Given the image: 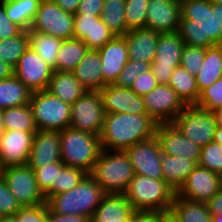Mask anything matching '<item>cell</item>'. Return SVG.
I'll return each instance as SVG.
<instances>
[{
    "label": "cell",
    "instance_id": "obj_6",
    "mask_svg": "<svg viewBox=\"0 0 222 222\" xmlns=\"http://www.w3.org/2000/svg\"><path fill=\"white\" fill-rule=\"evenodd\" d=\"M29 104L38 130L62 131L69 127L71 105L47 90L32 92Z\"/></svg>",
    "mask_w": 222,
    "mask_h": 222
},
{
    "label": "cell",
    "instance_id": "obj_60",
    "mask_svg": "<svg viewBox=\"0 0 222 222\" xmlns=\"http://www.w3.org/2000/svg\"><path fill=\"white\" fill-rule=\"evenodd\" d=\"M0 222H17L14 215H5L1 218Z\"/></svg>",
    "mask_w": 222,
    "mask_h": 222
},
{
    "label": "cell",
    "instance_id": "obj_33",
    "mask_svg": "<svg viewBox=\"0 0 222 222\" xmlns=\"http://www.w3.org/2000/svg\"><path fill=\"white\" fill-rule=\"evenodd\" d=\"M89 48L76 38L64 39L56 57V71L72 72Z\"/></svg>",
    "mask_w": 222,
    "mask_h": 222
},
{
    "label": "cell",
    "instance_id": "obj_59",
    "mask_svg": "<svg viewBox=\"0 0 222 222\" xmlns=\"http://www.w3.org/2000/svg\"><path fill=\"white\" fill-rule=\"evenodd\" d=\"M212 5L216 8V16L219 20V23L222 24V4L212 3Z\"/></svg>",
    "mask_w": 222,
    "mask_h": 222
},
{
    "label": "cell",
    "instance_id": "obj_66",
    "mask_svg": "<svg viewBox=\"0 0 222 222\" xmlns=\"http://www.w3.org/2000/svg\"><path fill=\"white\" fill-rule=\"evenodd\" d=\"M159 1H180V0H159Z\"/></svg>",
    "mask_w": 222,
    "mask_h": 222
},
{
    "label": "cell",
    "instance_id": "obj_1",
    "mask_svg": "<svg viewBox=\"0 0 222 222\" xmlns=\"http://www.w3.org/2000/svg\"><path fill=\"white\" fill-rule=\"evenodd\" d=\"M157 123L149 115L109 113L100 133L101 147L108 151H125L136 143L155 136Z\"/></svg>",
    "mask_w": 222,
    "mask_h": 222
},
{
    "label": "cell",
    "instance_id": "obj_15",
    "mask_svg": "<svg viewBox=\"0 0 222 222\" xmlns=\"http://www.w3.org/2000/svg\"><path fill=\"white\" fill-rule=\"evenodd\" d=\"M54 70L30 47L20 57L14 75L31 92L46 90Z\"/></svg>",
    "mask_w": 222,
    "mask_h": 222
},
{
    "label": "cell",
    "instance_id": "obj_62",
    "mask_svg": "<svg viewBox=\"0 0 222 222\" xmlns=\"http://www.w3.org/2000/svg\"><path fill=\"white\" fill-rule=\"evenodd\" d=\"M212 222H222V215H212Z\"/></svg>",
    "mask_w": 222,
    "mask_h": 222
},
{
    "label": "cell",
    "instance_id": "obj_4",
    "mask_svg": "<svg viewBox=\"0 0 222 222\" xmlns=\"http://www.w3.org/2000/svg\"><path fill=\"white\" fill-rule=\"evenodd\" d=\"M89 175L106 194H124L135 171L125 151L102 149Z\"/></svg>",
    "mask_w": 222,
    "mask_h": 222
},
{
    "label": "cell",
    "instance_id": "obj_32",
    "mask_svg": "<svg viewBox=\"0 0 222 222\" xmlns=\"http://www.w3.org/2000/svg\"><path fill=\"white\" fill-rule=\"evenodd\" d=\"M41 0H3L8 18L24 31L31 28Z\"/></svg>",
    "mask_w": 222,
    "mask_h": 222
},
{
    "label": "cell",
    "instance_id": "obj_53",
    "mask_svg": "<svg viewBox=\"0 0 222 222\" xmlns=\"http://www.w3.org/2000/svg\"><path fill=\"white\" fill-rule=\"evenodd\" d=\"M47 222H91L90 218L79 215H60L52 212L47 205Z\"/></svg>",
    "mask_w": 222,
    "mask_h": 222
},
{
    "label": "cell",
    "instance_id": "obj_55",
    "mask_svg": "<svg viewBox=\"0 0 222 222\" xmlns=\"http://www.w3.org/2000/svg\"><path fill=\"white\" fill-rule=\"evenodd\" d=\"M65 12L76 14L81 0H53Z\"/></svg>",
    "mask_w": 222,
    "mask_h": 222
},
{
    "label": "cell",
    "instance_id": "obj_37",
    "mask_svg": "<svg viewBox=\"0 0 222 222\" xmlns=\"http://www.w3.org/2000/svg\"><path fill=\"white\" fill-rule=\"evenodd\" d=\"M125 2L126 0H104L100 19L115 36L126 34Z\"/></svg>",
    "mask_w": 222,
    "mask_h": 222
},
{
    "label": "cell",
    "instance_id": "obj_42",
    "mask_svg": "<svg viewBox=\"0 0 222 222\" xmlns=\"http://www.w3.org/2000/svg\"><path fill=\"white\" fill-rule=\"evenodd\" d=\"M198 165L222 176V146L213 141L202 147Z\"/></svg>",
    "mask_w": 222,
    "mask_h": 222
},
{
    "label": "cell",
    "instance_id": "obj_44",
    "mask_svg": "<svg viewBox=\"0 0 222 222\" xmlns=\"http://www.w3.org/2000/svg\"><path fill=\"white\" fill-rule=\"evenodd\" d=\"M150 69L151 63L129 59L114 85L130 88L140 74L148 72Z\"/></svg>",
    "mask_w": 222,
    "mask_h": 222
},
{
    "label": "cell",
    "instance_id": "obj_17",
    "mask_svg": "<svg viewBox=\"0 0 222 222\" xmlns=\"http://www.w3.org/2000/svg\"><path fill=\"white\" fill-rule=\"evenodd\" d=\"M106 114L147 115L143 97L130 88L108 84L99 91Z\"/></svg>",
    "mask_w": 222,
    "mask_h": 222
},
{
    "label": "cell",
    "instance_id": "obj_40",
    "mask_svg": "<svg viewBox=\"0 0 222 222\" xmlns=\"http://www.w3.org/2000/svg\"><path fill=\"white\" fill-rule=\"evenodd\" d=\"M148 3L149 0H126L124 11L126 33L146 27Z\"/></svg>",
    "mask_w": 222,
    "mask_h": 222
},
{
    "label": "cell",
    "instance_id": "obj_54",
    "mask_svg": "<svg viewBox=\"0 0 222 222\" xmlns=\"http://www.w3.org/2000/svg\"><path fill=\"white\" fill-rule=\"evenodd\" d=\"M211 215H222V188L207 202Z\"/></svg>",
    "mask_w": 222,
    "mask_h": 222
},
{
    "label": "cell",
    "instance_id": "obj_8",
    "mask_svg": "<svg viewBox=\"0 0 222 222\" xmlns=\"http://www.w3.org/2000/svg\"><path fill=\"white\" fill-rule=\"evenodd\" d=\"M105 115L99 92L86 91L71 105L69 127L100 136Z\"/></svg>",
    "mask_w": 222,
    "mask_h": 222
},
{
    "label": "cell",
    "instance_id": "obj_20",
    "mask_svg": "<svg viewBox=\"0 0 222 222\" xmlns=\"http://www.w3.org/2000/svg\"><path fill=\"white\" fill-rule=\"evenodd\" d=\"M180 16V1L149 0L146 28L159 33L178 32Z\"/></svg>",
    "mask_w": 222,
    "mask_h": 222
},
{
    "label": "cell",
    "instance_id": "obj_41",
    "mask_svg": "<svg viewBox=\"0 0 222 222\" xmlns=\"http://www.w3.org/2000/svg\"><path fill=\"white\" fill-rule=\"evenodd\" d=\"M178 33L184 44L202 48L216 45L212 40H202V30L194 20L180 17Z\"/></svg>",
    "mask_w": 222,
    "mask_h": 222
},
{
    "label": "cell",
    "instance_id": "obj_26",
    "mask_svg": "<svg viewBox=\"0 0 222 222\" xmlns=\"http://www.w3.org/2000/svg\"><path fill=\"white\" fill-rule=\"evenodd\" d=\"M72 74L87 91H100L108 85L103 79L100 55L97 50L89 49Z\"/></svg>",
    "mask_w": 222,
    "mask_h": 222
},
{
    "label": "cell",
    "instance_id": "obj_19",
    "mask_svg": "<svg viewBox=\"0 0 222 222\" xmlns=\"http://www.w3.org/2000/svg\"><path fill=\"white\" fill-rule=\"evenodd\" d=\"M155 136L159 141L162 153L188 158L198 164L201 147L185 137L172 123L157 124Z\"/></svg>",
    "mask_w": 222,
    "mask_h": 222
},
{
    "label": "cell",
    "instance_id": "obj_3",
    "mask_svg": "<svg viewBox=\"0 0 222 222\" xmlns=\"http://www.w3.org/2000/svg\"><path fill=\"white\" fill-rule=\"evenodd\" d=\"M105 195L100 185L87 174L76 187L53 195L46 203L52 212L60 215L73 214L91 219Z\"/></svg>",
    "mask_w": 222,
    "mask_h": 222
},
{
    "label": "cell",
    "instance_id": "obj_49",
    "mask_svg": "<svg viewBox=\"0 0 222 222\" xmlns=\"http://www.w3.org/2000/svg\"><path fill=\"white\" fill-rule=\"evenodd\" d=\"M158 85L157 79L151 70L140 74L130 87L135 93L143 97L145 94L153 90Z\"/></svg>",
    "mask_w": 222,
    "mask_h": 222
},
{
    "label": "cell",
    "instance_id": "obj_36",
    "mask_svg": "<svg viewBox=\"0 0 222 222\" xmlns=\"http://www.w3.org/2000/svg\"><path fill=\"white\" fill-rule=\"evenodd\" d=\"M3 121L5 130L38 131L30 104L3 110Z\"/></svg>",
    "mask_w": 222,
    "mask_h": 222
},
{
    "label": "cell",
    "instance_id": "obj_9",
    "mask_svg": "<svg viewBox=\"0 0 222 222\" xmlns=\"http://www.w3.org/2000/svg\"><path fill=\"white\" fill-rule=\"evenodd\" d=\"M2 178L20 207L37 206L46 202L45 196L36 182L33 169L29 166L3 168Z\"/></svg>",
    "mask_w": 222,
    "mask_h": 222
},
{
    "label": "cell",
    "instance_id": "obj_28",
    "mask_svg": "<svg viewBox=\"0 0 222 222\" xmlns=\"http://www.w3.org/2000/svg\"><path fill=\"white\" fill-rule=\"evenodd\" d=\"M168 215L176 222H212L207 203L189 201L176 195Z\"/></svg>",
    "mask_w": 222,
    "mask_h": 222
},
{
    "label": "cell",
    "instance_id": "obj_65",
    "mask_svg": "<svg viewBox=\"0 0 222 222\" xmlns=\"http://www.w3.org/2000/svg\"><path fill=\"white\" fill-rule=\"evenodd\" d=\"M3 166H2V164L0 163V178H2V174H3Z\"/></svg>",
    "mask_w": 222,
    "mask_h": 222
},
{
    "label": "cell",
    "instance_id": "obj_5",
    "mask_svg": "<svg viewBox=\"0 0 222 222\" xmlns=\"http://www.w3.org/2000/svg\"><path fill=\"white\" fill-rule=\"evenodd\" d=\"M61 161L90 173L102 151L100 137L68 127L59 131Z\"/></svg>",
    "mask_w": 222,
    "mask_h": 222
},
{
    "label": "cell",
    "instance_id": "obj_63",
    "mask_svg": "<svg viewBox=\"0 0 222 222\" xmlns=\"http://www.w3.org/2000/svg\"><path fill=\"white\" fill-rule=\"evenodd\" d=\"M163 222H176L168 214L165 215Z\"/></svg>",
    "mask_w": 222,
    "mask_h": 222
},
{
    "label": "cell",
    "instance_id": "obj_7",
    "mask_svg": "<svg viewBox=\"0 0 222 222\" xmlns=\"http://www.w3.org/2000/svg\"><path fill=\"white\" fill-rule=\"evenodd\" d=\"M171 123L201 148L214 141L216 124L212 111L187 105Z\"/></svg>",
    "mask_w": 222,
    "mask_h": 222
},
{
    "label": "cell",
    "instance_id": "obj_47",
    "mask_svg": "<svg viewBox=\"0 0 222 222\" xmlns=\"http://www.w3.org/2000/svg\"><path fill=\"white\" fill-rule=\"evenodd\" d=\"M14 216L17 222H47V203L21 207Z\"/></svg>",
    "mask_w": 222,
    "mask_h": 222
},
{
    "label": "cell",
    "instance_id": "obj_45",
    "mask_svg": "<svg viewBox=\"0 0 222 222\" xmlns=\"http://www.w3.org/2000/svg\"><path fill=\"white\" fill-rule=\"evenodd\" d=\"M206 48L184 44L180 65L191 75H196L202 66Z\"/></svg>",
    "mask_w": 222,
    "mask_h": 222
},
{
    "label": "cell",
    "instance_id": "obj_34",
    "mask_svg": "<svg viewBox=\"0 0 222 222\" xmlns=\"http://www.w3.org/2000/svg\"><path fill=\"white\" fill-rule=\"evenodd\" d=\"M28 37L29 47L56 71V57L64 39L36 31H28Z\"/></svg>",
    "mask_w": 222,
    "mask_h": 222
},
{
    "label": "cell",
    "instance_id": "obj_64",
    "mask_svg": "<svg viewBox=\"0 0 222 222\" xmlns=\"http://www.w3.org/2000/svg\"><path fill=\"white\" fill-rule=\"evenodd\" d=\"M211 3L222 4V0H209Z\"/></svg>",
    "mask_w": 222,
    "mask_h": 222
},
{
    "label": "cell",
    "instance_id": "obj_10",
    "mask_svg": "<svg viewBox=\"0 0 222 222\" xmlns=\"http://www.w3.org/2000/svg\"><path fill=\"white\" fill-rule=\"evenodd\" d=\"M74 14L62 10L53 0H41L36 16L28 31L53 35L62 39L73 38Z\"/></svg>",
    "mask_w": 222,
    "mask_h": 222
},
{
    "label": "cell",
    "instance_id": "obj_18",
    "mask_svg": "<svg viewBox=\"0 0 222 222\" xmlns=\"http://www.w3.org/2000/svg\"><path fill=\"white\" fill-rule=\"evenodd\" d=\"M36 132L6 130L0 137V163L4 168L24 166Z\"/></svg>",
    "mask_w": 222,
    "mask_h": 222
},
{
    "label": "cell",
    "instance_id": "obj_23",
    "mask_svg": "<svg viewBox=\"0 0 222 222\" xmlns=\"http://www.w3.org/2000/svg\"><path fill=\"white\" fill-rule=\"evenodd\" d=\"M97 51L100 55L104 81L107 84H114L129 60L125 38L116 36Z\"/></svg>",
    "mask_w": 222,
    "mask_h": 222
},
{
    "label": "cell",
    "instance_id": "obj_24",
    "mask_svg": "<svg viewBox=\"0 0 222 222\" xmlns=\"http://www.w3.org/2000/svg\"><path fill=\"white\" fill-rule=\"evenodd\" d=\"M160 33L149 28L128 31L123 37L128 47L129 59L151 63L156 56Z\"/></svg>",
    "mask_w": 222,
    "mask_h": 222
},
{
    "label": "cell",
    "instance_id": "obj_39",
    "mask_svg": "<svg viewBox=\"0 0 222 222\" xmlns=\"http://www.w3.org/2000/svg\"><path fill=\"white\" fill-rule=\"evenodd\" d=\"M84 170L75 167L63 166L57 171L56 183L44 194L46 201L53 195L70 191L76 187L87 175Z\"/></svg>",
    "mask_w": 222,
    "mask_h": 222
},
{
    "label": "cell",
    "instance_id": "obj_13",
    "mask_svg": "<svg viewBox=\"0 0 222 222\" xmlns=\"http://www.w3.org/2000/svg\"><path fill=\"white\" fill-rule=\"evenodd\" d=\"M222 188V176L197 165L176 191V196L207 203Z\"/></svg>",
    "mask_w": 222,
    "mask_h": 222
},
{
    "label": "cell",
    "instance_id": "obj_51",
    "mask_svg": "<svg viewBox=\"0 0 222 222\" xmlns=\"http://www.w3.org/2000/svg\"><path fill=\"white\" fill-rule=\"evenodd\" d=\"M104 0H81L74 15H95L101 16Z\"/></svg>",
    "mask_w": 222,
    "mask_h": 222
},
{
    "label": "cell",
    "instance_id": "obj_31",
    "mask_svg": "<svg viewBox=\"0 0 222 222\" xmlns=\"http://www.w3.org/2000/svg\"><path fill=\"white\" fill-rule=\"evenodd\" d=\"M31 94L15 75L0 80V110L29 104Z\"/></svg>",
    "mask_w": 222,
    "mask_h": 222
},
{
    "label": "cell",
    "instance_id": "obj_46",
    "mask_svg": "<svg viewBox=\"0 0 222 222\" xmlns=\"http://www.w3.org/2000/svg\"><path fill=\"white\" fill-rule=\"evenodd\" d=\"M64 166L63 162L44 165L33 170L39 189L45 194L56 183L57 171Z\"/></svg>",
    "mask_w": 222,
    "mask_h": 222
},
{
    "label": "cell",
    "instance_id": "obj_58",
    "mask_svg": "<svg viewBox=\"0 0 222 222\" xmlns=\"http://www.w3.org/2000/svg\"><path fill=\"white\" fill-rule=\"evenodd\" d=\"M214 142L222 146V128L215 129Z\"/></svg>",
    "mask_w": 222,
    "mask_h": 222
},
{
    "label": "cell",
    "instance_id": "obj_14",
    "mask_svg": "<svg viewBox=\"0 0 222 222\" xmlns=\"http://www.w3.org/2000/svg\"><path fill=\"white\" fill-rule=\"evenodd\" d=\"M181 16L200 24L202 40H212L221 45L222 24L216 16V8L209 0H180Z\"/></svg>",
    "mask_w": 222,
    "mask_h": 222
},
{
    "label": "cell",
    "instance_id": "obj_25",
    "mask_svg": "<svg viewBox=\"0 0 222 222\" xmlns=\"http://www.w3.org/2000/svg\"><path fill=\"white\" fill-rule=\"evenodd\" d=\"M124 194H106L93 213L91 222H128L134 213Z\"/></svg>",
    "mask_w": 222,
    "mask_h": 222
},
{
    "label": "cell",
    "instance_id": "obj_61",
    "mask_svg": "<svg viewBox=\"0 0 222 222\" xmlns=\"http://www.w3.org/2000/svg\"><path fill=\"white\" fill-rule=\"evenodd\" d=\"M5 131L6 130L3 121V110H0V137L4 134Z\"/></svg>",
    "mask_w": 222,
    "mask_h": 222
},
{
    "label": "cell",
    "instance_id": "obj_50",
    "mask_svg": "<svg viewBox=\"0 0 222 222\" xmlns=\"http://www.w3.org/2000/svg\"><path fill=\"white\" fill-rule=\"evenodd\" d=\"M23 29L17 24L13 23L7 16L5 7L0 3V40L16 36L20 34Z\"/></svg>",
    "mask_w": 222,
    "mask_h": 222
},
{
    "label": "cell",
    "instance_id": "obj_38",
    "mask_svg": "<svg viewBox=\"0 0 222 222\" xmlns=\"http://www.w3.org/2000/svg\"><path fill=\"white\" fill-rule=\"evenodd\" d=\"M28 48V31L23 30L16 36L0 40V59L14 69Z\"/></svg>",
    "mask_w": 222,
    "mask_h": 222
},
{
    "label": "cell",
    "instance_id": "obj_2",
    "mask_svg": "<svg viewBox=\"0 0 222 222\" xmlns=\"http://www.w3.org/2000/svg\"><path fill=\"white\" fill-rule=\"evenodd\" d=\"M134 211L168 214L176 191L164 179L135 174L124 193Z\"/></svg>",
    "mask_w": 222,
    "mask_h": 222
},
{
    "label": "cell",
    "instance_id": "obj_30",
    "mask_svg": "<svg viewBox=\"0 0 222 222\" xmlns=\"http://www.w3.org/2000/svg\"><path fill=\"white\" fill-rule=\"evenodd\" d=\"M222 76V45L216 44L206 48L202 66L195 75L199 93L212 85Z\"/></svg>",
    "mask_w": 222,
    "mask_h": 222
},
{
    "label": "cell",
    "instance_id": "obj_48",
    "mask_svg": "<svg viewBox=\"0 0 222 222\" xmlns=\"http://www.w3.org/2000/svg\"><path fill=\"white\" fill-rule=\"evenodd\" d=\"M20 208L16 198L9 190V187L3 178H0V213L4 216L15 215Z\"/></svg>",
    "mask_w": 222,
    "mask_h": 222
},
{
    "label": "cell",
    "instance_id": "obj_27",
    "mask_svg": "<svg viewBox=\"0 0 222 222\" xmlns=\"http://www.w3.org/2000/svg\"><path fill=\"white\" fill-rule=\"evenodd\" d=\"M46 90L70 105L87 91L72 72L62 71L53 72Z\"/></svg>",
    "mask_w": 222,
    "mask_h": 222
},
{
    "label": "cell",
    "instance_id": "obj_12",
    "mask_svg": "<svg viewBox=\"0 0 222 222\" xmlns=\"http://www.w3.org/2000/svg\"><path fill=\"white\" fill-rule=\"evenodd\" d=\"M143 100L147 115L157 124L171 123L187 106L168 84H158Z\"/></svg>",
    "mask_w": 222,
    "mask_h": 222
},
{
    "label": "cell",
    "instance_id": "obj_21",
    "mask_svg": "<svg viewBox=\"0 0 222 222\" xmlns=\"http://www.w3.org/2000/svg\"><path fill=\"white\" fill-rule=\"evenodd\" d=\"M61 161L59 131L38 130L29 152L27 166L35 170Z\"/></svg>",
    "mask_w": 222,
    "mask_h": 222
},
{
    "label": "cell",
    "instance_id": "obj_67",
    "mask_svg": "<svg viewBox=\"0 0 222 222\" xmlns=\"http://www.w3.org/2000/svg\"><path fill=\"white\" fill-rule=\"evenodd\" d=\"M4 215L2 214V213H0V220H1V218L3 217Z\"/></svg>",
    "mask_w": 222,
    "mask_h": 222
},
{
    "label": "cell",
    "instance_id": "obj_57",
    "mask_svg": "<svg viewBox=\"0 0 222 222\" xmlns=\"http://www.w3.org/2000/svg\"><path fill=\"white\" fill-rule=\"evenodd\" d=\"M212 113L215 119L216 128H222V108H218L212 111Z\"/></svg>",
    "mask_w": 222,
    "mask_h": 222
},
{
    "label": "cell",
    "instance_id": "obj_29",
    "mask_svg": "<svg viewBox=\"0 0 222 222\" xmlns=\"http://www.w3.org/2000/svg\"><path fill=\"white\" fill-rule=\"evenodd\" d=\"M161 164L164 181L175 191L180 188L187 176L198 165L191 159L176 155H166L164 153H162Z\"/></svg>",
    "mask_w": 222,
    "mask_h": 222
},
{
    "label": "cell",
    "instance_id": "obj_22",
    "mask_svg": "<svg viewBox=\"0 0 222 222\" xmlns=\"http://www.w3.org/2000/svg\"><path fill=\"white\" fill-rule=\"evenodd\" d=\"M73 27V38L82 40L89 49L97 50L116 37L95 15H74Z\"/></svg>",
    "mask_w": 222,
    "mask_h": 222
},
{
    "label": "cell",
    "instance_id": "obj_16",
    "mask_svg": "<svg viewBox=\"0 0 222 222\" xmlns=\"http://www.w3.org/2000/svg\"><path fill=\"white\" fill-rule=\"evenodd\" d=\"M135 174L153 179H164L162 171V151L156 136L134 144L125 150Z\"/></svg>",
    "mask_w": 222,
    "mask_h": 222
},
{
    "label": "cell",
    "instance_id": "obj_52",
    "mask_svg": "<svg viewBox=\"0 0 222 222\" xmlns=\"http://www.w3.org/2000/svg\"><path fill=\"white\" fill-rule=\"evenodd\" d=\"M165 215L159 212L135 211L128 222H163Z\"/></svg>",
    "mask_w": 222,
    "mask_h": 222
},
{
    "label": "cell",
    "instance_id": "obj_43",
    "mask_svg": "<svg viewBox=\"0 0 222 222\" xmlns=\"http://www.w3.org/2000/svg\"><path fill=\"white\" fill-rule=\"evenodd\" d=\"M195 105L209 111L222 108V76L200 92Z\"/></svg>",
    "mask_w": 222,
    "mask_h": 222
},
{
    "label": "cell",
    "instance_id": "obj_35",
    "mask_svg": "<svg viewBox=\"0 0 222 222\" xmlns=\"http://www.w3.org/2000/svg\"><path fill=\"white\" fill-rule=\"evenodd\" d=\"M168 85L186 105L196 104L200 93L195 76L189 74L183 66L175 67Z\"/></svg>",
    "mask_w": 222,
    "mask_h": 222
},
{
    "label": "cell",
    "instance_id": "obj_11",
    "mask_svg": "<svg viewBox=\"0 0 222 222\" xmlns=\"http://www.w3.org/2000/svg\"><path fill=\"white\" fill-rule=\"evenodd\" d=\"M184 41L178 32L160 33L151 72L158 84H168L175 67L181 63Z\"/></svg>",
    "mask_w": 222,
    "mask_h": 222
},
{
    "label": "cell",
    "instance_id": "obj_56",
    "mask_svg": "<svg viewBox=\"0 0 222 222\" xmlns=\"http://www.w3.org/2000/svg\"><path fill=\"white\" fill-rule=\"evenodd\" d=\"M14 75V69L0 59V80L10 78Z\"/></svg>",
    "mask_w": 222,
    "mask_h": 222
}]
</instances>
